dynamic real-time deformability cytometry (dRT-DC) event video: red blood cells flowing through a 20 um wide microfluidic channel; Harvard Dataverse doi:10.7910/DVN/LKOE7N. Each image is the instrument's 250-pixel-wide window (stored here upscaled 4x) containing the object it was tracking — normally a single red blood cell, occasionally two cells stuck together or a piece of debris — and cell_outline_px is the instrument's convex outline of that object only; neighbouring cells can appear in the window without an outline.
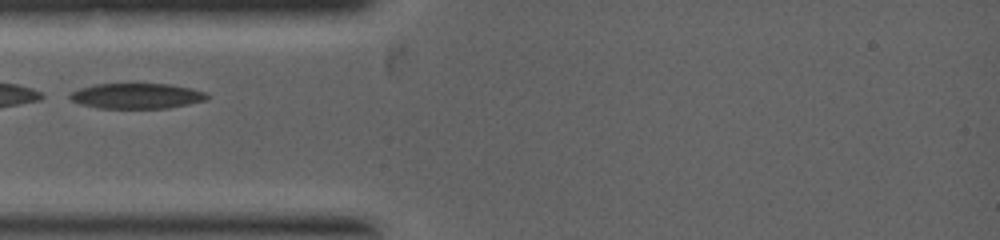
{"species": "common noctule bat (a hibernating species)", "species_latin": "Nyctalus noctula", "temperature_condition": "warm", "stored_images_in_passage": 10, "camera_frame_rate_fps": 5000, "um_per_image_px": 0.085, "animal": {"sex": "female", "body_mass_g": 19.0, "forearm_length_mm": 53.3}, "frame": {"image": 1, "passage_image": 1, "time_ms": 0.0, "image_size_px": [1000, 240], "cell_outline_px": [[212, 96], [208, 100], [168, 108], [96, 108], [80, 104], [72, 100], [68, 96], [72, 92], [80, 88], [92, 84], [168, 84], [208, 92]], "centroid_in_image_um": [11.65, 8.16], "position_along_channel_um": 73.3, "area_um2": 20.4}}